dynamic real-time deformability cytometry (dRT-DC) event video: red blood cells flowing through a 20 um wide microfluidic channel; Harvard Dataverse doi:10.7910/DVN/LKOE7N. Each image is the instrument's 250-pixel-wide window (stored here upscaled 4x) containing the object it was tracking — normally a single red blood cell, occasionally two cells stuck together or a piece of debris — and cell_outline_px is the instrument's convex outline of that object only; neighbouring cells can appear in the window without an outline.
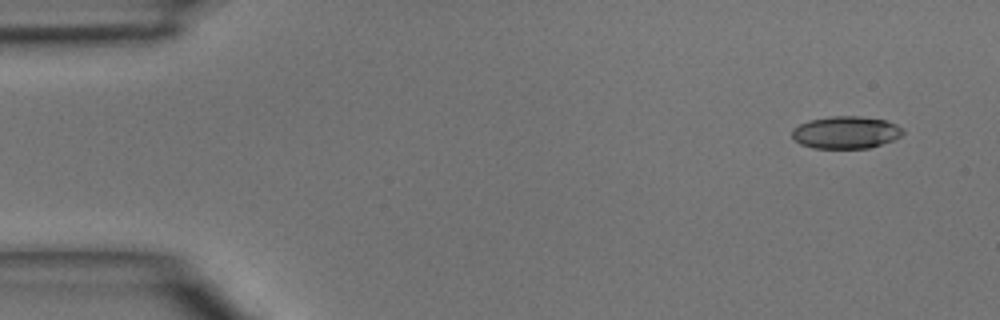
{"species": "common noctule bat (a hibernating species)", "species_latin": "Nyctalus noctula", "temperature_condition": "room temperature", "stored_images_in_passage": 4, "camera_frame_rate_fps": 3000, "um_per_image_px": 0.085, "animal": {"sex": "male", "body_mass_g": 15.6}, "frame": {"image": 1, "passage_image": 1, "time_ms": 0.0, "image_size_px": [1000, 320], "cell_outline_px": [[904, 132], [900, 136], [892, 140], [868, 148], [812, 148], [800, 144], [792, 136], [792, 128], [808, 120], [832, 116], [860, 116], [884, 120], [896, 124]], "centroid_in_image_um": [71.86, 11.25], "position_along_channel_um": 13.1, "area_um2": 20.75}}